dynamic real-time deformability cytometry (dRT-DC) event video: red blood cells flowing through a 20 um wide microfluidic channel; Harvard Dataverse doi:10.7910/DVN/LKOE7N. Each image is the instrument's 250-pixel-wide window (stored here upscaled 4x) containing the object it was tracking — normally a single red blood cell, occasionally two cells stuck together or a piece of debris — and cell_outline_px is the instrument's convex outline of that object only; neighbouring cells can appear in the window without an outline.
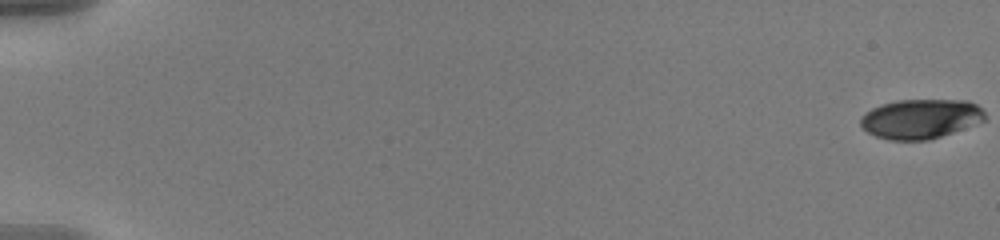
{"species": "human", "species_latin": "Homo sapiens", "temperature_condition": "warm", "stored_images_in_passage": 56, "camera_frame_rate_fps": 3000, "um_per_image_px": 0.085, "donor": {"sex": "male"}, "frame": {"image": 1, "passage_image": 1, "time_ms": 0.0, "image_size_px": [1000, 240], "cell_outline_px": [[984, 120], [952, 132], [928, 140], [888, 140], [876, 136], [868, 132], [860, 124], [860, 116], [872, 108], [884, 104], [900, 100], [968, 100], [976, 104], [984, 112]], "centroid_in_image_um": [78.22, 10.1], "position_along_channel_um": 6.8, "area_um2": 28.32}}
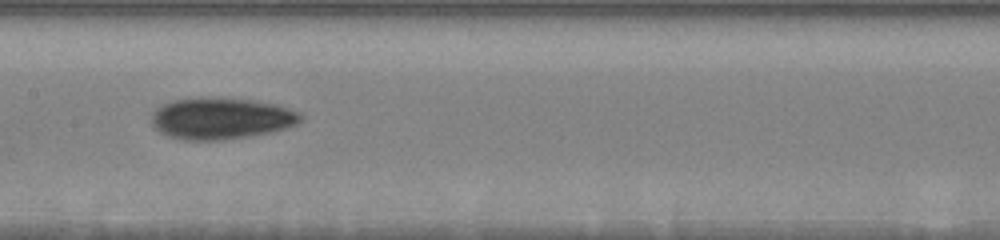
{"frame": {"image": 2, "passage_image": 32, "time_ms": 10.333, "image_size_px": [1000, 240], "cell_outline_px": [[304, 116], [296, 124], [272, 132], [220, 140], [184, 140], [168, 136], [160, 132], [152, 124], [152, 112], [160, 104], [172, 100], [208, 96], [252, 100], [276, 104], [300, 112]], "centroid_in_image_um": [18.76, 10.04], "position_along_channel_um": 188.6, "area_um2": 36.3}}
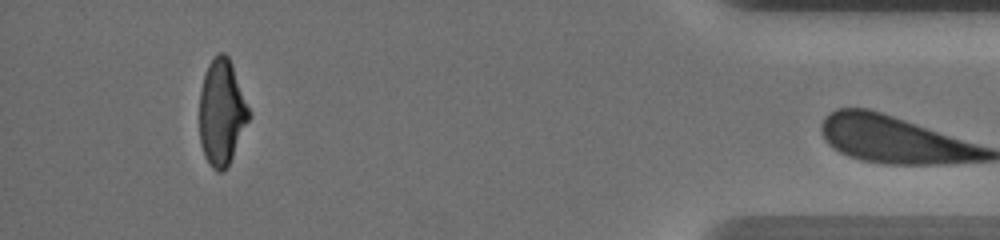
{"frame": {"image": 3, "passage_image": 55, "time_ms": 18.0, "image_size_px": [1000, 240], "cell_outline_px": [[252, 116], [228, 168], [224, 172], [216, 172], [212, 168], [204, 156], [200, 144], [200, 92], [204, 72], [208, 64], [220, 52], [224, 52], [228, 56], [232, 64]], "centroid_in_image_um": [18.86, 9.61], "position_along_channel_um": 416.3, "area_um2": 30.92}}